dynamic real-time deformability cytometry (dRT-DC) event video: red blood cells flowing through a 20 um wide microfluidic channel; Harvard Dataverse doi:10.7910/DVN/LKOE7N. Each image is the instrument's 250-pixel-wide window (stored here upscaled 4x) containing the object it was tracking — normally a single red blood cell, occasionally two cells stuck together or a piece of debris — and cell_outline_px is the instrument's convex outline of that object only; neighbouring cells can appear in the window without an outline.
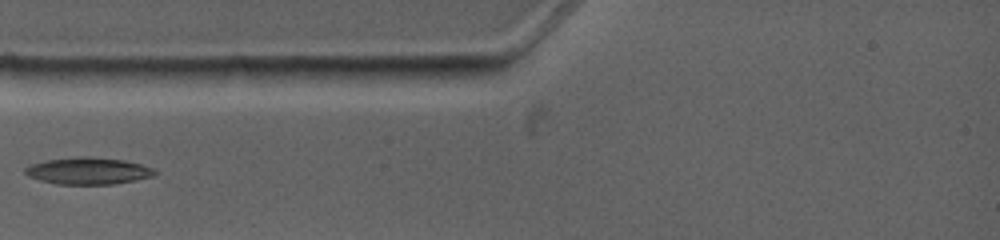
{"species": "common noctule bat (a hibernating species)", "species_latin": "Nyctalus noctula", "temperature_condition": "warm", "stored_images_in_passage": 7, "camera_frame_rate_fps": 4500, "um_per_image_px": 0.085, "animal": {"sex": "female", "body_mass_g": 19.0, "forearm_length_mm": 53.3}, "frame": {"image": 1, "passage_image": 4, "time_ms": 2.889, "image_size_px": [1000, 240], "cell_outline_px": [[156, 172], [152, 176], [136, 180], [112, 184], [56, 184], [40, 180], [28, 176], [24, 172], [24, 168], [32, 164], [44, 160], [80, 156], [84, 156], [124, 160], [140, 164], [152, 168]], "centroid_in_image_um": [7.45, 14.52], "position_along_channel_um": 77.5, "area_um2": 20.17}}
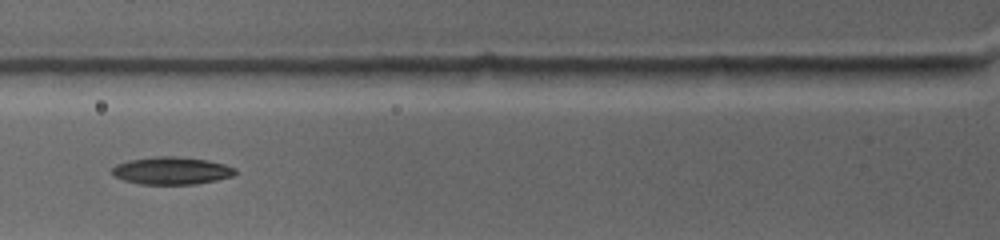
{"frame": {"image": 2, "passage_image": 5, "time_ms": 3.778, "image_size_px": [1000, 240], "cell_outline_px": [[236, 172], [232, 176], [216, 180], [196, 184], [140, 184], [124, 180], [116, 176], [112, 172], [112, 168], [116, 164], [128, 160], [156, 156], [176, 156], [204, 160], [224, 164], [236, 168]], "centroid_in_image_um": [14.57, 14.5], "position_along_channel_um": 111.2, "area_um2": 19.59}}
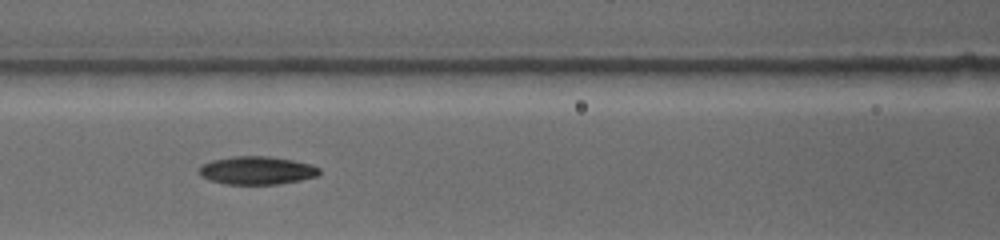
{"frame": {"image": 3, "passage_image": 6, "time_ms": 4.667, "image_size_px": [1000, 240], "cell_outline_px": [[320, 172], [316, 176], [300, 180], [280, 184], [224, 184], [200, 176], [200, 168], [204, 164], [212, 160], [232, 156], [272, 156], [312, 164], [320, 168]], "centroid_in_image_um": [21.86, 14.48], "position_along_channel_um": 144.7, "area_um2": 19.65}}